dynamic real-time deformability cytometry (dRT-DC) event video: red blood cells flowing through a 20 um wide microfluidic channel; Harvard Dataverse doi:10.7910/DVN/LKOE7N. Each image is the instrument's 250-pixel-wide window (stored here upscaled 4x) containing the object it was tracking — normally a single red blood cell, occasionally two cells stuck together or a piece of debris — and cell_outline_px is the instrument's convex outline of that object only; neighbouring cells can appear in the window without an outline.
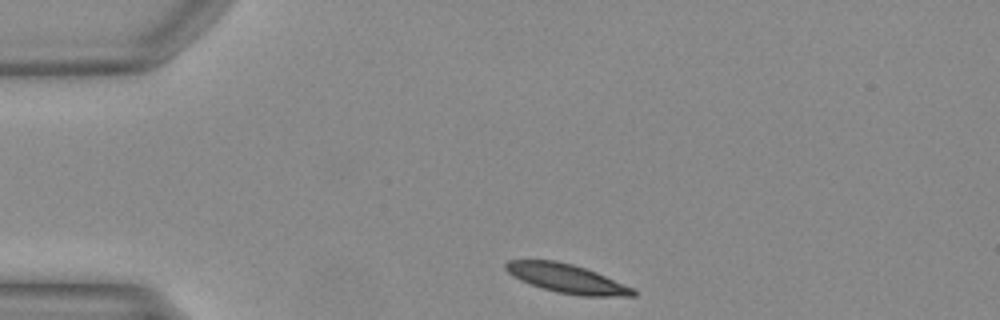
{"species": "Egyptian fruit bat (a non-hibernating species)", "species_latin": "Rousettus aegyptiacus", "temperature_condition": "warm", "stored_images_in_passage": 35, "camera_frame_rate_fps": 3000, "um_per_image_px": 0.085, "animal": {"sex": "female"}, "frame": {"image": 1, "passage_image": 1, "time_ms": 0.0, "image_size_px": [1000, 320], "cell_outline_px": [[636, 296], [580, 296], [556, 292], [540, 288], [520, 280], [512, 276], [504, 268], [504, 264], [508, 260], [556, 260], [572, 264], [596, 272], [632, 288], [636, 292]], "centroid_in_image_um": [48.12, 23.67], "position_along_channel_um": 36.9, "area_um2": 21.39}}
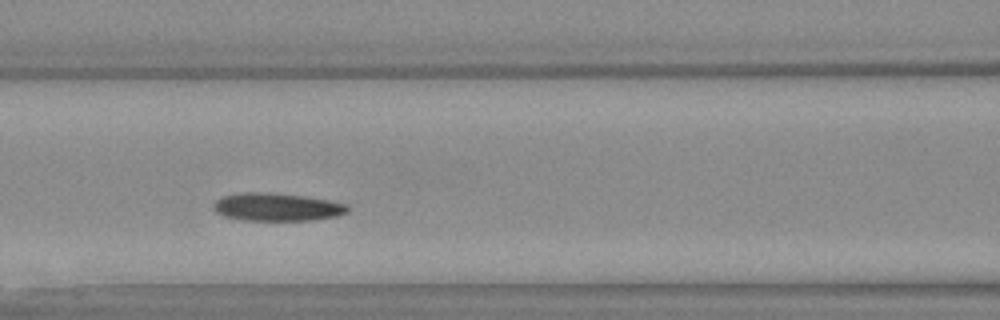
{"frame": {"image": 2, "passage_image": 12, "time_ms": 3.667, "image_size_px": [1000, 320], "cell_outline_px": [[348, 212], [340, 216], [312, 220], [244, 220], [224, 216], [216, 212], [212, 208], [212, 204], [216, 200], [224, 196], [244, 192], [268, 192], [304, 196], [328, 200], [348, 204]], "centroid_in_image_um": [23.55, 17.6], "position_along_channel_um": 143.0, "area_um2": 21.91}}
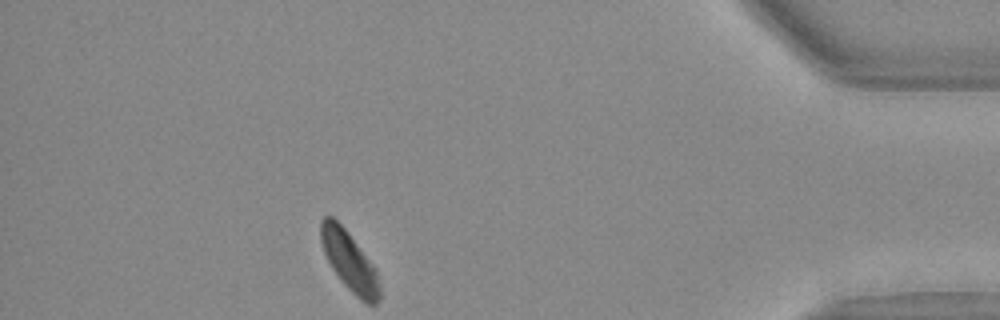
{"frame": {"image": 3, "passage_image": 35, "time_ms": 11.333, "image_size_px": [1000, 320], "cell_outline_px": [[380, 296], [376, 304], [368, 304], [356, 296], [340, 280], [332, 268], [324, 252], [320, 240], [320, 220], [324, 216], [332, 216], [344, 228], [376, 268], [380, 288]], "centroid_in_image_um": [29.69, 22.2], "position_along_channel_um": 405.5, "area_um2": 20.11}}